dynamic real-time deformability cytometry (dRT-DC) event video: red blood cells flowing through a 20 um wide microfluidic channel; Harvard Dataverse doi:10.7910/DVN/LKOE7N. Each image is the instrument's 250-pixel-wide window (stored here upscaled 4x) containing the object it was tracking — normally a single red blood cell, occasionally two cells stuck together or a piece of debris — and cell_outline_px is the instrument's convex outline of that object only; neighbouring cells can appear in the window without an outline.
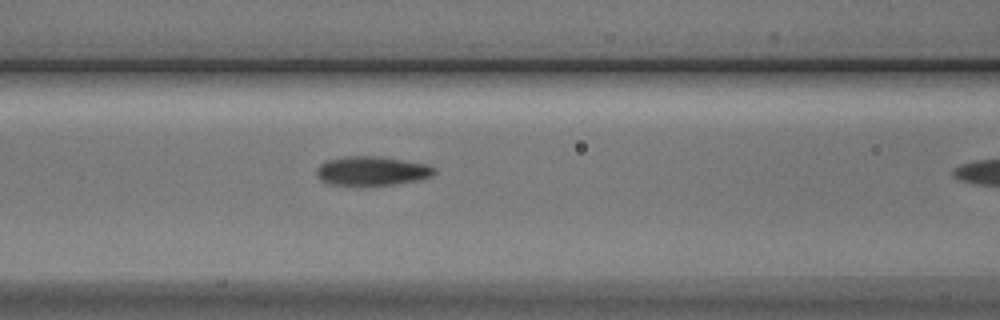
{"species": "Egyptian fruit bat (a non-hibernating species)", "species_latin": "Rousettus aegyptiacus", "temperature_condition": "cold", "stored_images_in_passage": 5, "camera_frame_rate_fps": 3000, "um_per_image_px": 0.085, "animal": {"sex": "male"}, "frame": {"image": 1, "passage_image": 5, "time_ms": 4.667, "image_size_px": [1000, 320], "cell_outline_px": [[436, 172], [432, 176], [420, 180], [396, 184], [364, 188], [356, 188], [328, 184], [320, 180], [316, 176], [316, 168], [320, 164], [328, 160], [348, 156], [376, 156], [428, 164], [436, 168]], "centroid_in_image_um": [31.58, 14.58], "position_along_channel_um": 135.0, "area_um2": 20.92}}